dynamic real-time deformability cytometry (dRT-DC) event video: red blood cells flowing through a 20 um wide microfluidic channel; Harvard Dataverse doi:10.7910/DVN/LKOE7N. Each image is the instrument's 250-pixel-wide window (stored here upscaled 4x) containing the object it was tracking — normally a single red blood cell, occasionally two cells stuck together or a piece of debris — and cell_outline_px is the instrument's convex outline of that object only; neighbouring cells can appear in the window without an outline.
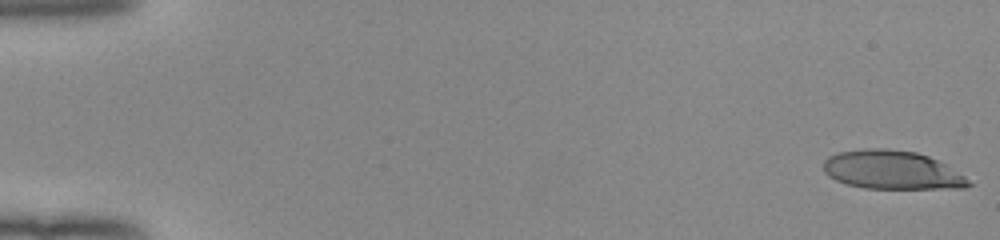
{"species": "human", "species_latin": "Homo sapiens", "temperature_condition": "room temperature", "stored_images_in_passage": 52, "camera_frame_rate_fps": 3000, "um_per_image_px": 0.085, "donor": {"sex": "female"}, "frame": {"image": 1, "passage_image": 1, "time_ms": 0.0, "image_size_px": [1000, 240], "cell_outline_px": [[972, 184], [964, 188], [864, 188], [848, 184], [836, 180], [828, 176], [824, 172], [824, 160], [828, 156], [836, 152], [864, 148], [888, 148], [916, 152], [928, 156], [944, 164], [964, 176]], "centroid_in_image_um": [75.76, 14.43], "position_along_channel_um": 9.2, "area_um2": 32.54}}
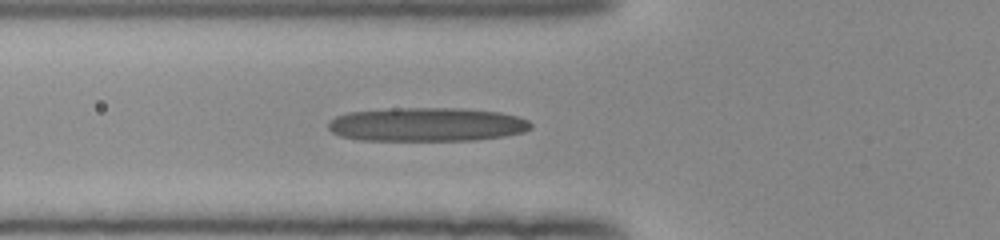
{"frame": {"image": 2, "passage_image": 20, "time_ms": 6.333, "image_size_px": [1000, 240], "cell_outline_px": [[532, 128], [524, 132], [504, 136], [476, 140], [360, 140], [340, 136], [332, 132], [328, 128], [328, 120], [336, 116], [348, 112], [392, 108], [464, 108], [500, 112], [516, 116], [528, 120], [532, 124]], "centroid_in_image_um": [36.27, 10.58], "position_along_channel_um": 89.5, "area_um2": 40.17}}
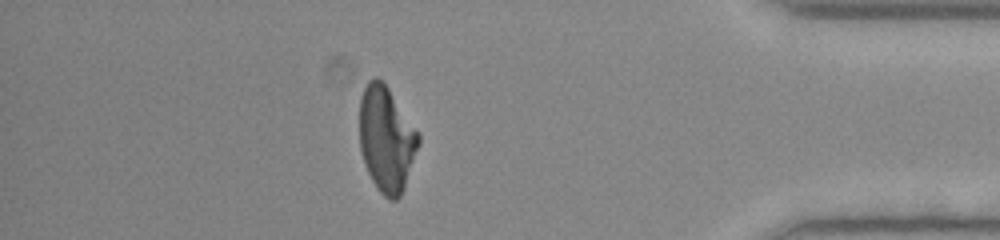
{"frame": {"image": 3, "passage_image": 46, "time_ms": 15.0, "image_size_px": [1000, 240], "cell_outline_px": [[420, 144], [404, 188], [400, 196], [396, 200], [388, 200], [376, 188], [364, 164], [360, 148], [360, 96], [368, 80], [372, 76], [376, 76], [388, 88], [420, 132]], "centroid_in_image_um": [32.86, 11.82], "position_along_channel_um": 402.3, "area_um2": 36.53}, "authors_computed_cell_mechanics": {"area_um2": 37.57, "velocity_mm_per_s": 4.0017, "shape_relaxation_time_tau1_ms": 9.1969, "shape_relaxation_time_tau2_ms": 1.4382, "deformation_change_tau1": 0.3176, "deformation_change_tau2": 0.1187}}